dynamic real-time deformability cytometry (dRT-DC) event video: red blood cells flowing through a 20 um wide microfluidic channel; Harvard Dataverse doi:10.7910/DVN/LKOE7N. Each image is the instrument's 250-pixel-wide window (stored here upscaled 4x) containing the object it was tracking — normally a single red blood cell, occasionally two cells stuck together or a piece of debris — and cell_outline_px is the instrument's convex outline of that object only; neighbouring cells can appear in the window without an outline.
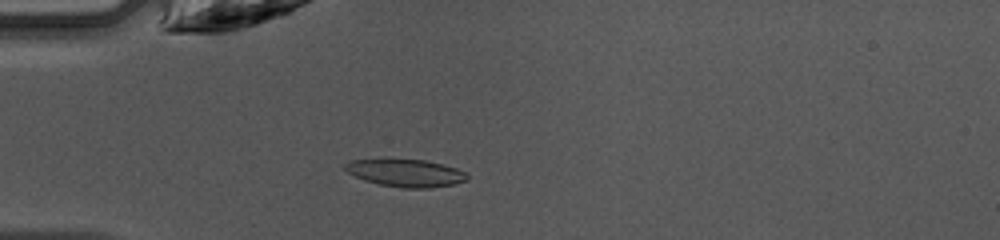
{"species": "common noctule bat (a hibernating species)", "species_latin": "Nyctalus noctula", "temperature_condition": "warm", "stored_images_in_passage": 45, "camera_frame_rate_fps": 3000, "um_per_image_px": 0.085, "animal": {"sex": "female", "body_mass_g": 10.0, "forearm_length_mm": 53.1}, "frame": {"image": 1, "passage_image": 14, "time_ms": 4.333, "image_size_px": [1000, 240], "cell_outline_px": [[468, 180], [452, 184], [432, 188], [404, 188], [380, 184], [364, 180], [348, 172], [344, 168], [344, 164], [352, 160], [424, 160], [456, 168], [468, 172]], "centroid_in_image_um": [34.53, 14.72], "position_along_channel_um": 50.5, "area_um2": 19.25}}
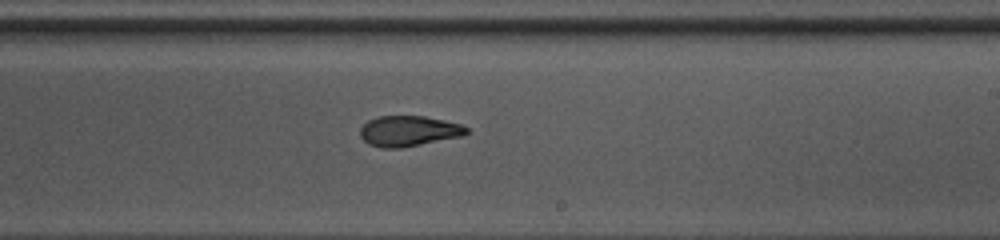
{"frame": {"image": 2, "passage_image": 29, "time_ms": 9.333, "image_size_px": [1000, 240], "cell_outline_px": [[468, 132], [464, 136], [400, 148], [384, 148], [368, 144], [360, 136], [360, 128], [368, 120], [376, 116], [424, 116], [444, 120], [460, 124], [468, 128]], "centroid_in_image_um": [34.73, 11.13], "position_along_channel_um": 254.3, "area_um2": 18.96}}
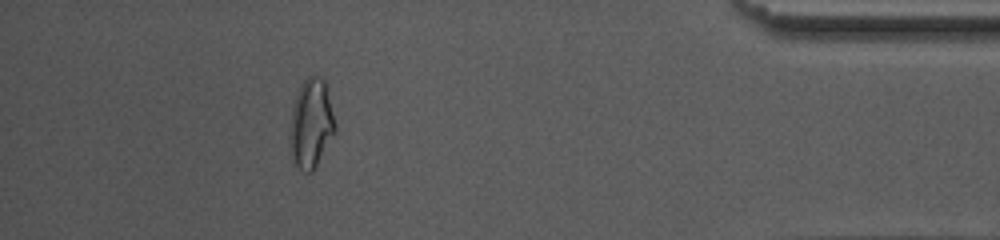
{"frame": {"image": 3, "passage_image": 43, "time_ms": 14.0, "image_size_px": [1000, 240], "cell_outline_px": [[336, 132], [312, 172], [304, 172], [292, 160], [288, 140], [288, 136], [292, 104], [300, 84], [308, 76], [320, 76], [324, 80], [328, 88], [336, 124]], "centroid_in_image_um": [26.43, 10.48], "position_along_channel_um": 408.8, "area_um2": 24.1}}